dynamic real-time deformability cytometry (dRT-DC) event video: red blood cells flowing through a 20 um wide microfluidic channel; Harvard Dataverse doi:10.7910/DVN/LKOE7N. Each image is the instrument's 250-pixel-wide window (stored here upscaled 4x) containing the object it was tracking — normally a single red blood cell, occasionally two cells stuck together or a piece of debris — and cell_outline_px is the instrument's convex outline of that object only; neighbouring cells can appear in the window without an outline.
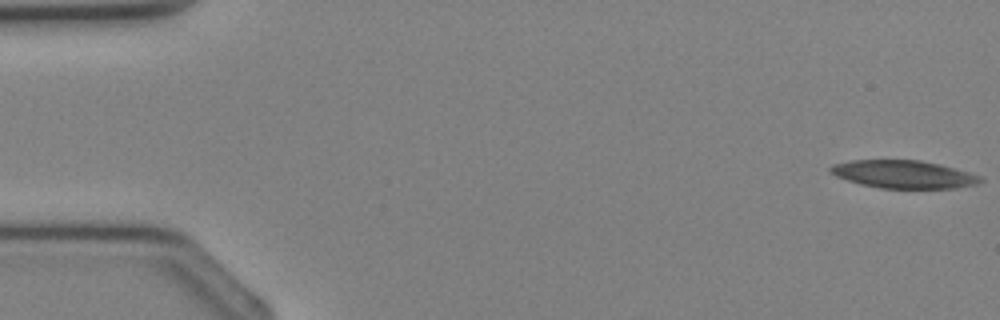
{"species": "Egyptian fruit bat (a non-hibernating species)", "species_latin": "Rousettus aegyptiacus", "temperature_condition": "cold", "stored_images_in_passage": 8, "camera_frame_rate_fps": 3000, "um_per_image_px": 0.085, "animal": {"sex": "female"}, "frame": {"image": 1, "passage_image": 1, "time_ms": 0.0, "image_size_px": [1000, 320], "cell_outline_px": [[984, 180], [976, 184], [956, 188], [880, 188], [860, 184], [836, 176], [828, 172], [828, 168], [832, 164], [852, 160], [920, 160], [940, 164], [968, 172], [980, 176]], "centroid_in_image_um": [76.77, 14.81], "position_along_channel_um": 8.2, "area_um2": 24.33}}